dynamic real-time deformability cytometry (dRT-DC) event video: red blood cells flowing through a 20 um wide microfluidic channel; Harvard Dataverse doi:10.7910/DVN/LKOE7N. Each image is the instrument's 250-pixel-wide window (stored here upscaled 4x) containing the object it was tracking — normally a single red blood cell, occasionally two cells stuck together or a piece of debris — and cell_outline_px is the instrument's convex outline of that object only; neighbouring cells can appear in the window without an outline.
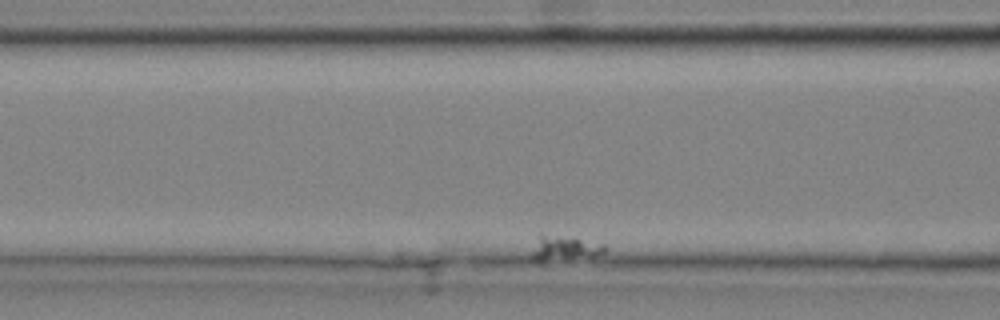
{"species": "common noctule bat (a hibernating species)", "species_latin": "Nyctalus noctula", "temperature_condition": "cold", "stored_images_in_passage": 64, "camera_frame_rate_fps": 3000, "um_per_image_px": 0.085, "animal": {"sex": "male", "body_mass_g": 20.4}, "frame": {"image": 1, "passage_image": 10, "time_ms": 3.0, "image_size_px": [1000, 320], "cell_outline_px": [[608, 248], [604, 252], [592, 256], [540, 260], [532, 260], [532, 252], [540, 232], [604, 244]], "centroid_in_image_um": [47.96, 21.05], "position_along_channel_um": 118.6, "area_um2": 10.06}}
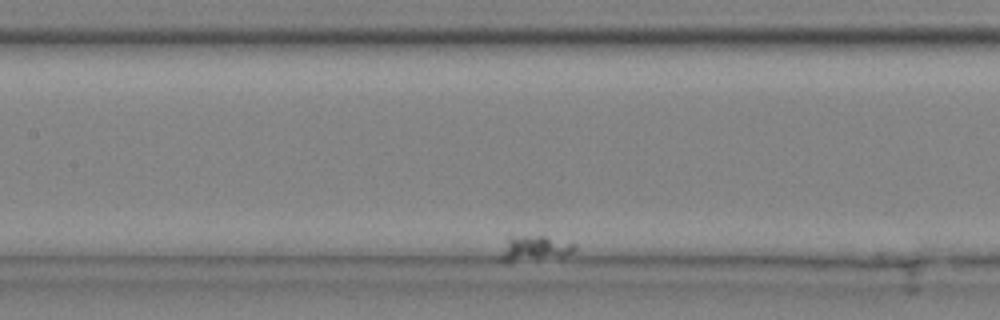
{"frame": {"image": 2, "passage_image": 18, "time_ms": 5.667, "image_size_px": [1000, 320], "cell_outline_px": [[576, 248], [572, 252], [560, 256], [512, 260], [500, 260], [500, 256], [508, 236], [544, 236], [576, 244]], "centroid_in_image_um": [45.44, 21.06], "position_along_channel_um": 162.0, "area_um2": 10.17}}